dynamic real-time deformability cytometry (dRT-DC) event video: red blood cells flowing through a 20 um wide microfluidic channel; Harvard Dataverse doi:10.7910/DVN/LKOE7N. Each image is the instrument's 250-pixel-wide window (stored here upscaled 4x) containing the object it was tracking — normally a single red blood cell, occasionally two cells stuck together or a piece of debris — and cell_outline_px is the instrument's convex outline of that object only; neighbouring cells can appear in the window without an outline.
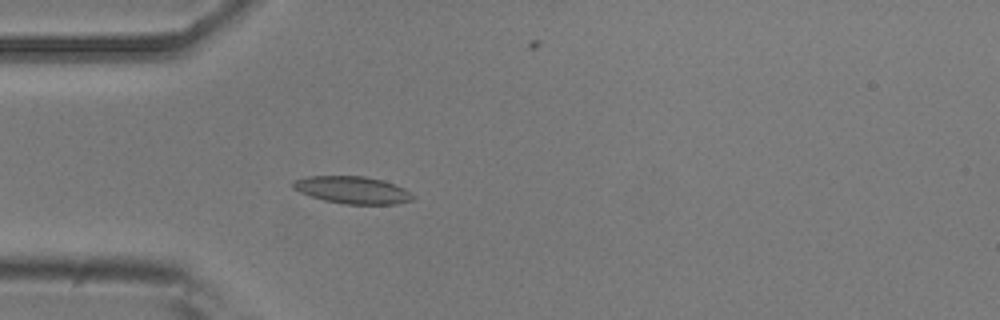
{"species": "common noctule bat (a hibernating species)", "species_latin": "Nyctalus noctula", "temperature_condition": "room temperature", "stored_images_in_passage": 40, "camera_frame_rate_fps": 3000, "um_per_image_px": 0.085, "animal": {"sex": "male", "body_mass_g": 20.5, "forearm_length_mm": 52.5}, "frame": {"image": 1, "passage_image": 6, "time_ms": 1.667, "image_size_px": [1000, 320], "cell_outline_px": [[416, 196], [412, 200], [396, 204], [344, 204], [324, 200], [300, 192], [292, 188], [292, 180], [308, 176], [364, 176], [384, 180], [404, 188]], "centroid_in_image_um": [29.97, 16.14], "position_along_channel_um": 55.0, "area_um2": 19.13}}
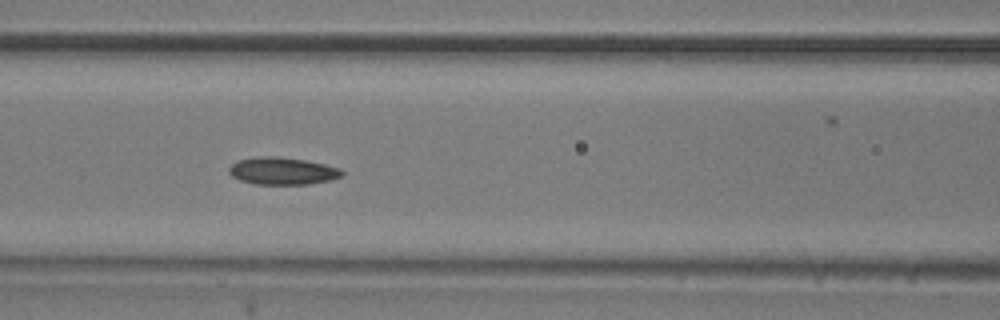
{"frame": {"image": 2, "passage_image": 13, "time_ms": 4.0, "image_size_px": [1000, 320], "cell_outline_px": [[344, 172], [340, 176], [332, 180], [308, 184], [256, 184], [240, 180], [232, 176], [228, 172], [228, 168], [236, 160], [260, 156], [276, 156], [304, 160], [324, 164], [340, 168]], "centroid_in_image_um": [23.98, 14.53], "position_along_channel_um": 142.6, "area_um2": 17.98}}
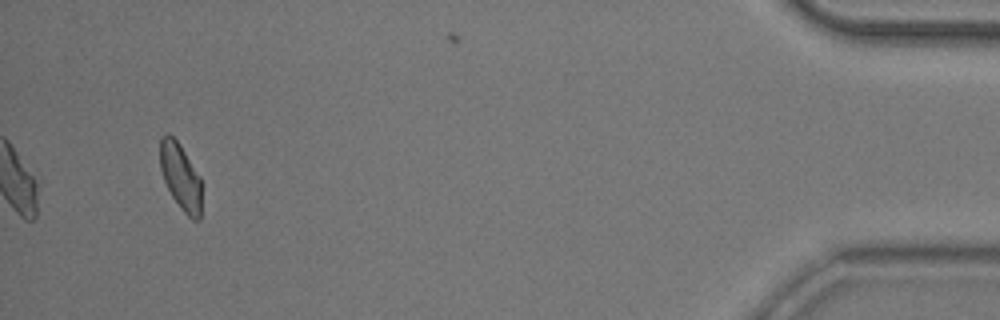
{"frame": {"image": 3, "passage_image": 40, "time_ms": 13.0, "image_size_px": [1000, 320], "cell_outline_px": [[200, 220], [192, 220], [180, 208], [172, 196], [164, 180], [160, 168], [160, 136], [168, 132], [180, 144], [200, 176]], "centroid_in_image_um": [15.33, 14.99], "position_along_channel_um": 419.9, "area_um2": 16.01}, "authors_computed_cell_mechanics": {"area_um2": 17.6001, "velocity_mm_per_s": 3.938, "shape_relaxation_time_tau1_ms": 5.9604, "shape_relaxation_time_tau2_ms": 5.5391, "deformation_change_tau1": 0.1298, "deformation_change_tau2": 0.1203}}